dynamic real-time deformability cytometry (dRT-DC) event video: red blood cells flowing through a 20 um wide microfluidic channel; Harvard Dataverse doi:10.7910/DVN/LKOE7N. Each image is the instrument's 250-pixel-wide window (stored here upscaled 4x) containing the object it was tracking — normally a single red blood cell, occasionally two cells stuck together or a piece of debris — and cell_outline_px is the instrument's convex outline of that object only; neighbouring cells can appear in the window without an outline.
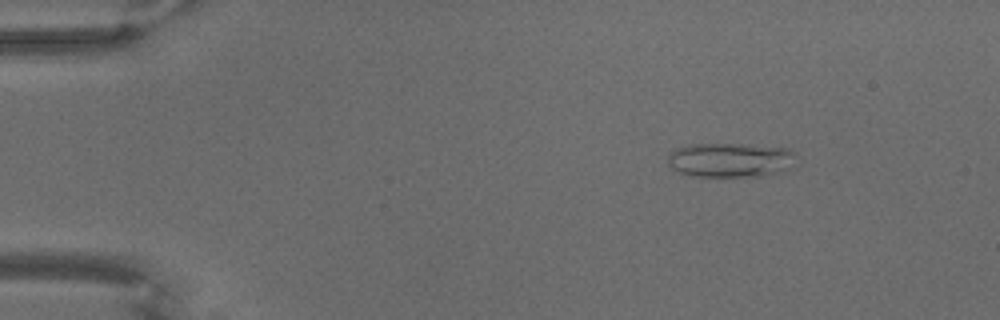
{"species": "common noctule bat (a hibernating species)", "species_latin": "Nyctalus noctula", "temperature_condition": "warm", "stored_images_in_passage": 48, "camera_frame_rate_fps": 3000, "um_per_image_px": 0.085, "animal": {"sex": "male", "body_mass_g": 18.8}, "frame": {"image": 1, "passage_image": 5, "time_ms": 1.333, "image_size_px": [1000, 320], "cell_outline_px": [[792, 152], [772, 172], [760, 176], [692, 176], [680, 172], [672, 168], [668, 164], [668, 156], [676, 148], [688, 144], [748, 144], [788, 148]], "centroid_in_image_um": [61.8, 13.57], "position_along_channel_um": 23.2, "area_um2": 24.28}}
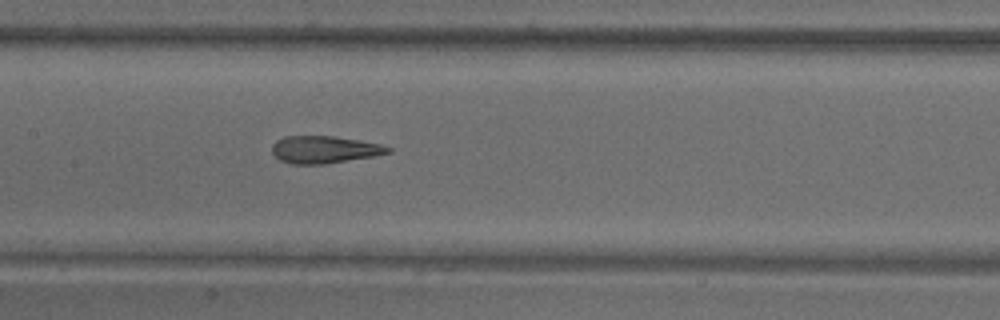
{"frame": {"image": 2, "passage_image": 30, "time_ms": 9.667, "image_size_px": [1000, 320], "cell_outline_px": [[392, 152], [372, 156], [324, 164], [292, 164], [280, 160], [272, 152], [272, 144], [276, 140], [284, 136], [332, 136], [360, 140], [380, 144], [392, 148]], "centroid_in_image_um": [27.55, 12.71], "position_along_channel_um": 179.8, "area_um2": 18.38}}
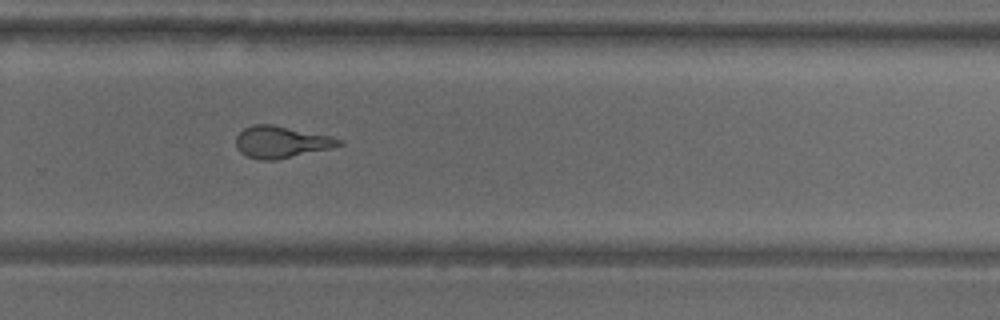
{"frame": {"image": 3, "passage_image": 43, "time_ms": 14.0, "image_size_px": [1000, 320], "cell_outline_px": [[344, 144], [332, 148], [276, 160], [260, 160], [248, 156], [240, 152], [236, 148], [236, 136], [244, 128], [252, 124], [272, 124], [332, 136], [344, 140]], "centroid_in_image_um": [23.92, 12.07], "position_along_channel_um": 305.9, "area_um2": 19.25}}